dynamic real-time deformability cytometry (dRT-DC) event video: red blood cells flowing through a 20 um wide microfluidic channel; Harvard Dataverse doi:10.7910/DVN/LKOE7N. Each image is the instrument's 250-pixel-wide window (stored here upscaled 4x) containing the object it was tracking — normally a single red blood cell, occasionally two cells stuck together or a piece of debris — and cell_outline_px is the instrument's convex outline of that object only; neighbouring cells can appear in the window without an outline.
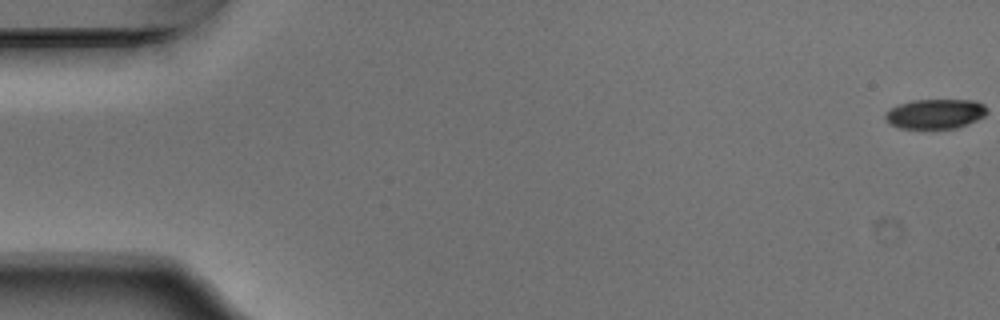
{"species": "Egyptian fruit bat (a non-hibernating species)", "species_latin": "Rousettus aegyptiacus", "temperature_condition": "warm", "stored_images_in_passage": 55, "camera_frame_rate_fps": 3000, "um_per_image_px": 0.085, "animal": {"sex": "male"}, "frame": {"image": 1, "passage_image": 1, "time_ms": 0.0, "image_size_px": [1000, 320], "cell_outline_px": [[984, 112], [968, 120], [956, 124], [904, 124], [892, 120], [892, 112], [912, 104], [976, 104], [984, 108]], "centroid_in_image_um": [79.61, 9.67], "position_along_channel_um": 5.4, "area_um2": 11.33}}
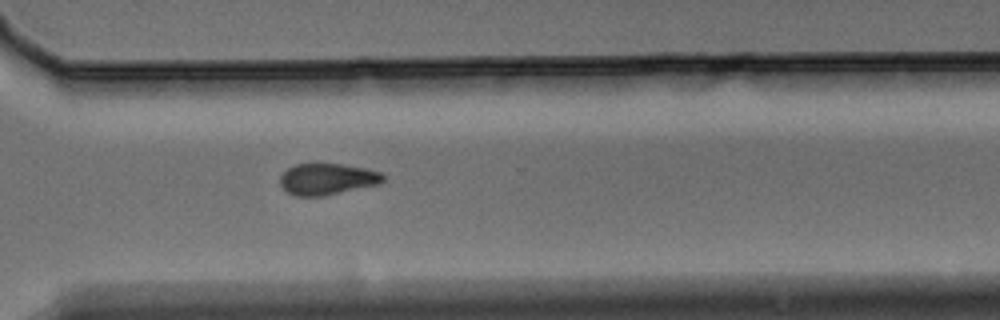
{"frame": {"image": 2, "passage_image": 40, "time_ms": 13.0, "image_size_px": [1000, 320], "cell_outline_px": [[380, 176], [376, 180], [324, 192], [296, 192], [288, 188], [284, 184], [284, 180], [288, 172], [296, 168], [344, 168], [368, 172]], "centroid_in_image_um": [27.66, 15.22], "position_along_channel_um": 342.9, "area_um2": 12.48}}
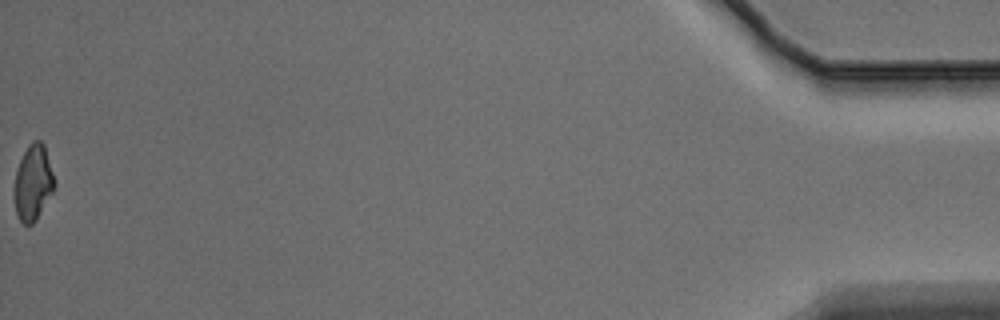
{"frame": {"image": 3, "passage_image": 55, "time_ms": 18.0, "image_size_px": [1000, 320], "cell_outline_px": [[52, 188], [36, 216], [32, 220], [20, 216], [16, 204], [16, 180], [20, 164], [24, 156], [40, 144], [44, 152], [52, 176]], "centroid_in_image_um": [2.8, 15.57], "position_along_channel_um": 432.4, "area_um2": 13.93}}